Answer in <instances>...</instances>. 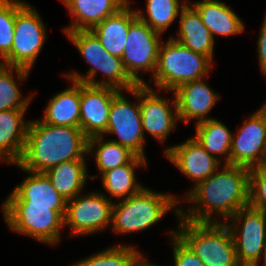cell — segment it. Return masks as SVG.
I'll return each instance as SVG.
<instances>
[{"mask_svg":"<svg viewBox=\"0 0 266 266\" xmlns=\"http://www.w3.org/2000/svg\"><path fill=\"white\" fill-rule=\"evenodd\" d=\"M88 138L80 128L30 122L21 159L16 164L27 172L44 173L66 161L85 160Z\"/></svg>","mask_w":266,"mask_h":266,"instance_id":"cell-2","label":"cell"},{"mask_svg":"<svg viewBox=\"0 0 266 266\" xmlns=\"http://www.w3.org/2000/svg\"><path fill=\"white\" fill-rule=\"evenodd\" d=\"M29 173L2 205H40L66 210L67 200L54 189L49 178L44 173Z\"/></svg>","mask_w":266,"mask_h":266,"instance_id":"cell-17","label":"cell"},{"mask_svg":"<svg viewBox=\"0 0 266 266\" xmlns=\"http://www.w3.org/2000/svg\"><path fill=\"white\" fill-rule=\"evenodd\" d=\"M266 120V104L258 111Z\"/></svg>","mask_w":266,"mask_h":266,"instance_id":"cell-38","label":"cell"},{"mask_svg":"<svg viewBox=\"0 0 266 266\" xmlns=\"http://www.w3.org/2000/svg\"><path fill=\"white\" fill-rule=\"evenodd\" d=\"M120 90L81 83L80 129L89 139L105 134L113 97Z\"/></svg>","mask_w":266,"mask_h":266,"instance_id":"cell-15","label":"cell"},{"mask_svg":"<svg viewBox=\"0 0 266 266\" xmlns=\"http://www.w3.org/2000/svg\"><path fill=\"white\" fill-rule=\"evenodd\" d=\"M24 2L0 0V57L4 59L11 51L17 9Z\"/></svg>","mask_w":266,"mask_h":266,"instance_id":"cell-32","label":"cell"},{"mask_svg":"<svg viewBox=\"0 0 266 266\" xmlns=\"http://www.w3.org/2000/svg\"><path fill=\"white\" fill-rule=\"evenodd\" d=\"M176 234L205 266H240L226 223H199L180 219Z\"/></svg>","mask_w":266,"mask_h":266,"instance_id":"cell-3","label":"cell"},{"mask_svg":"<svg viewBox=\"0 0 266 266\" xmlns=\"http://www.w3.org/2000/svg\"><path fill=\"white\" fill-rule=\"evenodd\" d=\"M180 11L179 37L173 39L190 50L204 54L213 60L214 39L209 29L203 24L197 9L183 2Z\"/></svg>","mask_w":266,"mask_h":266,"instance_id":"cell-21","label":"cell"},{"mask_svg":"<svg viewBox=\"0 0 266 266\" xmlns=\"http://www.w3.org/2000/svg\"><path fill=\"white\" fill-rule=\"evenodd\" d=\"M4 62V63H3ZM8 67V64L5 59L0 62V75L3 73V71Z\"/></svg>","mask_w":266,"mask_h":266,"instance_id":"cell-37","label":"cell"},{"mask_svg":"<svg viewBox=\"0 0 266 266\" xmlns=\"http://www.w3.org/2000/svg\"><path fill=\"white\" fill-rule=\"evenodd\" d=\"M165 155L187 177L195 180L196 185L214 174L221 162L207 153L194 138L169 147L165 150Z\"/></svg>","mask_w":266,"mask_h":266,"instance_id":"cell-16","label":"cell"},{"mask_svg":"<svg viewBox=\"0 0 266 266\" xmlns=\"http://www.w3.org/2000/svg\"><path fill=\"white\" fill-rule=\"evenodd\" d=\"M203 24L214 35L229 36L239 34L244 30L241 19L224 2L218 0H203L194 3Z\"/></svg>","mask_w":266,"mask_h":266,"instance_id":"cell-24","label":"cell"},{"mask_svg":"<svg viewBox=\"0 0 266 266\" xmlns=\"http://www.w3.org/2000/svg\"><path fill=\"white\" fill-rule=\"evenodd\" d=\"M26 110L0 112V160L17 164L24 151L29 122H24Z\"/></svg>","mask_w":266,"mask_h":266,"instance_id":"cell-20","label":"cell"},{"mask_svg":"<svg viewBox=\"0 0 266 266\" xmlns=\"http://www.w3.org/2000/svg\"><path fill=\"white\" fill-rule=\"evenodd\" d=\"M128 92L140 100L143 134L146 131L161 142L167 139L166 137L174 129L175 120H178L176 98L172 100L175 107L173 112L168 104L169 99L159 97L147 84L137 85Z\"/></svg>","mask_w":266,"mask_h":266,"instance_id":"cell-14","label":"cell"},{"mask_svg":"<svg viewBox=\"0 0 266 266\" xmlns=\"http://www.w3.org/2000/svg\"><path fill=\"white\" fill-rule=\"evenodd\" d=\"M159 36L161 35L138 17L129 27L121 59L127 74L137 85H146V82L137 75L138 71L151 70L153 75L156 71L160 46Z\"/></svg>","mask_w":266,"mask_h":266,"instance_id":"cell-10","label":"cell"},{"mask_svg":"<svg viewBox=\"0 0 266 266\" xmlns=\"http://www.w3.org/2000/svg\"><path fill=\"white\" fill-rule=\"evenodd\" d=\"M74 16L65 32L91 30L105 18L116 14L129 0H61Z\"/></svg>","mask_w":266,"mask_h":266,"instance_id":"cell-19","label":"cell"},{"mask_svg":"<svg viewBox=\"0 0 266 266\" xmlns=\"http://www.w3.org/2000/svg\"><path fill=\"white\" fill-rule=\"evenodd\" d=\"M71 81L72 87L50 99L44 118L41 119L43 123L80 128L81 83Z\"/></svg>","mask_w":266,"mask_h":266,"instance_id":"cell-23","label":"cell"},{"mask_svg":"<svg viewBox=\"0 0 266 266\" xmlns=\"http://www.w3.org/2000/svg\"><path fill=\"white\" fill-rule=\"evenodd\" d=\"M194 139L201 144L207 153L214 157L216 154H227L225 164L230 165L232 133L223 123L212 118L196 124V137Z\"/></svg>","mask_w":266,"mask_h":266,"instance_id":"cell-27","label":"cell"},{"mask_svg":"<svg viewBox=\"0 0 266 266\" xmlns=\"http://www.w3.org/2000/svg\"><path fill=\"white\" fill-rule=\"evenodd\" d=\"M141 256L132 246L118 245L81 260L74 266H135Z\"/></svg>","mask_w":266,"mask_h":266,"instance_id":"cell-31","label":"cell"},{"mask_svg":"<svg viewBox=\"0 0 266 266\" xmlns=\"http://www.w3.org/2000/svg\"><path fill=\"white\" fill-rule=\"evenodd\" d=\"M230 219L235 224L227 227L234 240L238 263L240 266H258V260L266 247V213L248 205ZM241 219L244 220L242 229L238 225Z\"/></svg>","mask_w":266,"mask_h":266,"instance_id":"cell-9","label":"cell"},{"mask_svg":"<svg viewBox=\"0 0 266 266\" xmlns=\"http://www.w3.org/2000/svg\"><path fill=\"white\" fill-rule=\"evenodd\" d=\"M172 232L174 244V266H205L189 246L176 234Z\"/></svg>","mask_w":266,"mask_h":266,"instance_id":"cell-34","label":"cell"},{"mask_svg":"<svg viewBox=\"0 0 266 266\" xmlns=\"http://www.w3.org/2000/svg\"><path fill=\"white\" fill-rule=\"evenodd\" d=\"M249 206L266 213V166L250 168Z\"/></svg>","mask_w":266,"mask_h":266,"instance_id":"cell-33","label":"cell"},{"mask_svg":"<svg viewBox=\"0 0 266 266\" xmlns=\"http://www.w3.org/2000/svg\"><path fill=\"white\" fill-rule=\"evenodd\" d=\"M212 60L194 52L173 37L161 43L154 80L158 88L174 91L180 85L204 78L211 68Z\"/></svg>","mask_w":266,"mask_h":266,"instance_id":"cell-5","label":"cell"},{"mask_svg":"<svg viewBox=\"0 0 266 266\" xmlns=\"http://www.w3.org/2000/svg\"><path fill=\"white\" fill-rule=\"evenodd\" d=\"M249 172L247 167L225 164L223 171H216L195 185L187 194V200L197 206L192 207L189 213L177 208V217L192 222L213 223L211 215L217 211L225 219H230L249 205Z\"/></svg>","mask_w":266,"mask_h":266,"instance_id":"cell-1","label":"cell"},{"mask_svg":"<svg viewBox=\"0 0 266 266\" xmlns=\"http://www.w3.org/2000/svg\"><path fill=\"white\" fill-rule=\"evenodd\" d=\"M105 133H115L119 140L110 141L145 159L140 105L131 104L120 91L113 97Z\"/></svg>","mask_w":266,"mask_h":266,"instance_id":"cell-12","label":"cell"},{"mask_svg":"<svg viewBox=\"0 0 266 266\" xmlns=\"http://www.w3.org/2000/svg\"><path fill=\"white\" fill-rule=\"evenodd\" d=\"M263 26L260 30V36L258 39V58L261 67V71L266 77V16L264 18Z\"/></svg>","mask_w":266,"mask_h":266,"instance_id":"cell-35","label":"cell"},{"mask_svg":"<svg viewBox=\"0 0 266 266\" xmlns=\"http://www.w3.org/2000/svg\"><path fill=\"white\" fill-rule=\"evenodd\" d=\"M264 253H262V255H264V261H265V266H266V247H265V250L263 251Z\"/></svg>","mask_w":266,"mask_h":266,"instance_id":"cell-39","label":"cell"},{"mask_svg":"<svg viewBox=\"0 0 266 266\" xmlns=\"http://www.w3.org/2000/svg\"><path fill=\"white\" fill-rule=\"evenodd\" d=\"M4 218L11 230L31 236L41 242L56 244L64 225L66 210H52V206L2 205Z\"/></svg>","mask_w":266,"mask_h":266,"instance_id":"cell-7","label":"cell"},{"mask_svg":"<svg viewBox=\"0 0 266 266\" xmlns=\"http://www.w3.org/2000/svg\"><path fill=\"white\" fill-rule=\"evenodd\" d=\"M83 58L91 64L87 76L75 73L65 74L70 80L93 86H108L118 90L133 89L137 84L129 77L122 59L108 53L91 30H76L66 32ZM100 70L107 76V81L94 80L95 73ZM109 80V81H108Z\"/></svg>","mask_w":266,"mask_h":266,"instance_id":"cell-4","label":"cell"},{"mask_svg":"<svg viewBox=\"0 0 266 266\" xmlns=\"http://www.w3.org/2000/svg\"><path fill=\"white\" fill-rule=\"evenodd\" d=\"M80 196L67 201L64 225H69L74 235H86L107 227L112 221L113 203L101 193Z\"/></svg>","mask_w":266,"mask_h":266,"instance_id":"cell-11","label":"cell"},{"mask_svg":"<svg viewBox=\"0 0 266 266\" xmlns=\"http://www.w3.org/2000/svg\"><path fill=\"white\" fill-rule=\"evenodd\" d=\"M12 71L16 72L17 78L24 81L29 74V71L19 67H7L0 75V112L4 110H26L32 98L21 97L20 89L18 88Z\"/></svg>","mask_w":266,"mask_h":266,"instance_id":"cell-29","label":"cell"},{"mask_svg":"<svg viewBox=\"0 0 266 266\" xmlns=\"http://www.w3.org/2000/svg\"><path fill=\"white\" fill-rule=\"evenodd\" d=\"M85 160L66 161L58 164L44 174L49 178L54 189L67 201L82 192L87 178L97 176L87 175Z\"/></svg>","mask_w":266,"mask_h":266,"instance_id":"cell-25","label":"cell"},{"mask_svg":"<svg viewBox=\"0 0 266 266\" xmlns=\"http://www.w3.org/2000/svg\"><path fill=\"white\" fill-rule=\"evenodd\" d=\"M178 203L175 196L159 194L144 187L139 193L113 204V230L127 234L147 229Z\"/></svg>","mask_w":266,"mask_h":266,"instance_id":"cell-6","label":"cell"},{"mask_svg":"<svg viewBox=\"0 0 266 266\" xmlns=\"http://www.w3.org/2000/svg\"><path fill=\"white\" fill-rule=\"evenodd\" d=\"M178 120L188 122L196 118V124L209 120L206 114L212 109L218 95L202 80H195L180 85L174 90ZM205 116V117H204Z\"/></svg>","mask_w":266,"mask_h":266,"instance_id":"cell-18","label":"cell"},{"mask_svg":"<svg viewBox=\"0 0 266 266\" xmlns=\"http://www.w3.org/2000/svg\"><path fill=\"white\" fill-rule=\"evenodd\" d=\"M127 3L116 14L105 18L91 31L97 36L103 48L113 56L121 58L131 23L137 18L136 11Z\"/></svg>","mask_w":266,"mask_h":266,"instance_id":"cell-22","label":"cell"},{"mask_svg":"<svg viewBox=\"0 0 266 266\" xmlns=\"http://www.w3.org/2000/svg\"><path fill=\"white\" fill-rule=\"evenodd\" d=\"M102 137L96 136L88 139V154L94 151V146L97 144L95 162L101 174L110 169L129 164L136 157L128 148L110 140L104 142L101 139Z\"/></svg>","mask_w":266,"mask_h":266,"instance_id":"cell-28","label":"cell"},{"mask_svg":"<svg viewBox=\"0 0 266 266\" xmlns=\"http://www.w3.org/2000/svg\"><path fill=\"white\" fill-rule=\"evenodd\" d=\"M179 0H147V13L136 11L137 17L158 34H162L179 15Z\"/></svg>","mask_w":266,"mask_h":266,"instance_id":"cell-30","label":"cell"},{"mask_svg":"<svg viewBox=\"0 0 266 266\" xmlns=\"http://www.w3.org/2000/svg\"><path fill=\"white\" fill-rule=\"evenodd\" d=\"M145 260L146 259L141 258L135 266H157L152 263L150 264L149 262H146Z\"/></svg>","mask_w":266,"mask_h":266,"instance_id":"cell-36","label":"cell"},{"mask_svg":"<svg viewBox=\"0 0 266 266\" xmlns=\"http://www.w3.org/2000/svg\"><path fill=\"white\" fill-rule=\"evenodd\" d=\"M146 159L136 156L129 164L110 169L102 174V183L112 197L125 199L139 193L143 187L136 183L134 168L146 166Z\"/></svg>","mask_w":266,"mask_h":266,"instance_id":"cell-26","label":"cell"},{"mask_svg":"<svg viewBox=\"0 0 266 266\" xmlns=\"http://www.w3.org/2000/svg\"><path fill=\"white\" fill-rule=\"evenodd\" d=\"M14 39L10 53L4 58L9 67L31 70L46 39L45 26L28 3L16 11Z\"/></svg>","mask_w":266,"mask_h":266,"instance_id":"cell-8","label":"cell"},{"mask_svg":"<svg viewBox=\"0 0 266 266\" xmlns=\"http://www.w3.org/2000/svg\"><path fill=\"white\" fill-rule=\"evenodd\" d=\"M266 120L257 111L232 135L230 165L253 168L265 165Z\"/></svg>","mask_w":266,"mask_h":266,"instance_id":"cell-13","label":"cell"}]
</instances>
